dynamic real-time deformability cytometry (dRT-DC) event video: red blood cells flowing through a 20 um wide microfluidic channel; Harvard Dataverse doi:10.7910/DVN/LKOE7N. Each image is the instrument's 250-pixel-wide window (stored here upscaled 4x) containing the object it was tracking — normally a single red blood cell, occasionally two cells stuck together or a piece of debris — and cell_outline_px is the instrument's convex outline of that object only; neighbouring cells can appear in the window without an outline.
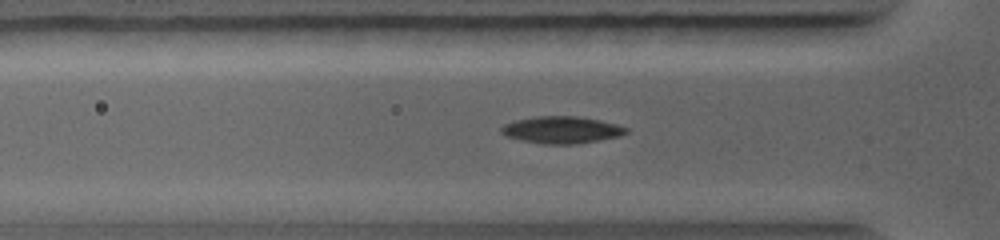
{"species": "common noctule bat (a hibernating species)", "species_latin": "Nyctalus noctula", "temperature_condition": "warm", "stored_images_in_passage": 50, "camera_frame_rate_fps": 5000, "um_per_image_px": 0.085, "animal": {"sex": "female", "body_mass_g": 19.0, "forearm_length_mm": 56.7}, "frame": {"image": 1, "passage_image": 11, "time_ms": 2.8, "image_size_px": [1000, 240], "cell_outline_px": [[628, 132], [620, 136], [576, 144], [544, 144], [524, 140], [508, 136], [500, 132], [500, 128], [504, 124], [512, 120], [536, 116], [576, 116], [600, 120], [616, 124], [628, 128]], "centroid_in_image_um": [47.73, 11.03], "position_along_channel_um": 78.1, "area_um2": 19.59}}
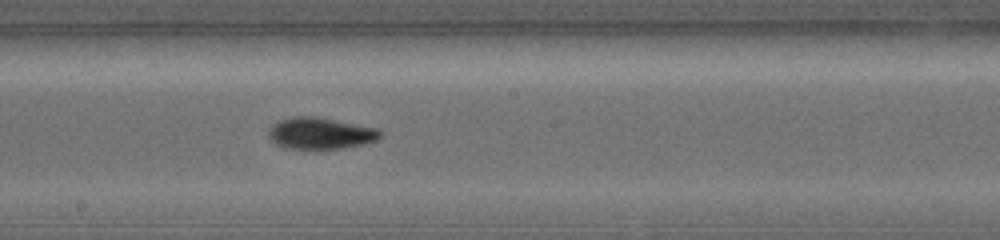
{"frame": {"image": 2, "passage_image": 22, "time_ms": 5.6, "image_size_px": [1000, 240], "cell_outline_px": [[380, 136], [376, 140], [360, 144], [340, 148], [284, 148], [276, 144], [268, 136], [268, 132], [272, 124], [280, 120], [296, 116], [316, 116], [376, 128], [380, 132]], "centroid_in_image_um": [27.18, 11.32], "position_along_channel_um": 221.0, "area_um2": 20.11}}
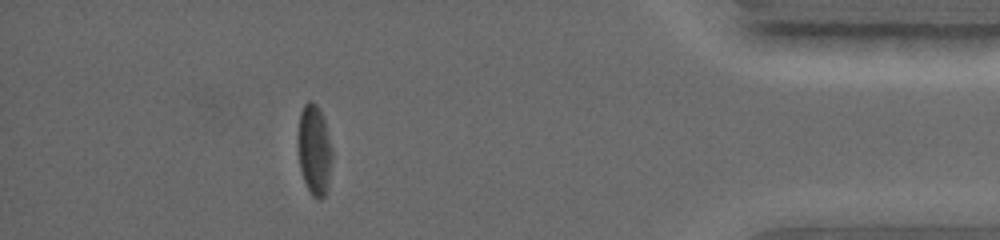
{"frame": {"image": 3, "passage_image": 39, "time_ms": 10.2, "image_size_px": [1000, 240], "cell_outline_px": [[332, 156], [328, 188], [324, 196], [320, 200], [312, 196], [304, 180], [300, 168], [296, 144], [296, 136], [300, 112], [304, 104], [308, 100], [312, 100], [316, 104], [324, 116], [332, 152]], "centroid_in_image_um": [26.69, 12.7], "position_along_channel_um": 408.5, "area_um2": 18.5}}